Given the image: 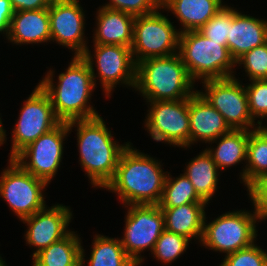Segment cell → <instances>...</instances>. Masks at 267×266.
I'll return each mask as SVG.
<instances>
[{
  "mask_svg": "<svg viewBox=\"0 0 267 266\" xmlns=\"http://www.w3.org/2000/svg\"><path fill=\"white\" fill-rule=\"evenodd\" d=\"M232 21V7L226 5L214 15L199 31L215 42H222L227 47L229 23Z\"/></svg>",
  "mask_w": 267,
  "mask_h": 266,
  "instance_id": "33",
  "label": "cell"
},
{
  "mask_svg": "<svg viewBox=\"0 0 267 266\" xmlns=\"http://www.w3.org/2000/svg\"><path fill=\"white\" fill-rule=\"evenodd\" d=\"M162 13L164 9L160 6L153 13L135 17L131 51L136 64L147 58L178 53L180 31Z\"/></svg>",
  "mask_w": 267,
  "mask_h": 266,
  "instance_id": "8",
  "label": "cell"
},
{
  "mask_svg": "<svg viewBox=\"0 0 267 266\" xmlns=\"http://www.w3.org/2000/svg\"><path fill=\"white\" fill-rule=\"evenodd\" d=\"M20 108L19 117L11 132L9 159L61 121L56 117L48 95L37 84Z\"/></svg>",
  "mask_w": 267,
  "mask_h": 266,
  "instance_id": "13",
  "label": "cell"
},
{
  "mask_svg": "<svg viewBox=\"0 0 267 266\" xmlns=\"http://www.w3.org/2000/svg\"><path fill=\"white\" fill-rule=\"evenodd\" d=\"M7 164L0 174V198L21 221L47 206L43 192L48 184L24 170L13 159H8Z\"/></svg>",
  "mask_w": 267,
  "mask_h": 266,
  "instance_id": "9",
  "label": "cell"
},
{
  "mask_svg": "<svg viewBox=\"0 0 267 266\" xmlns=\"http://www.w3.org/2000/svg\"><path fill=\"white\" fill-rule=\"evenodd\" d=\"M201 83L204 90L197 91L222 114L231 129L251 131L260 127L250 115L245 84L239 77L209 79Z\"/></svg>",
  "mask_w": 267,
  "mask_h": 266,
  "instance_id": "12",
  "label": "cell"
},
{
  "mask_svg": "<svg viewBox=\"0 0 267 266\" xmlns=\"http://www.w3.org/2000/svg\"><path fill=\"white\" fill-rule=\"evenodd\" d=\"M6 40L7 43L20 46L49 43L51 34L48 9L14 12Z\"/></svg>",
  "mask_w": 267,
  "mask_h": 266,
  "instance_id": "20",
  "label": "cell"
},
{
  "mask_svg": "<svg viewBox=\"0 0 267 266\" xmlns=\"http://www.w3.org/2000/svg\"><path fill=\"white\" fill-rule=\"evenodd\" d=\"M90 257L81 249V266H138L124 251L119 237L112 238L97 233L93 235ZM88 259V260H87Z\"/></svg>",
  "mask_w": 267,
  "mask_h": 266,
  "instance_id": "25",
  "label": "cell"
},
{
  "mask_svg": "<svg viewBox=\"0 0 267 266\" xmlns=\"http://www.w3.org/2000/svg\"><path fill=\"white\" fill-rule=\"evenodd\" d=\"M219 266H267V252L255 243L224 256Z\"/></svg>",
  "mask_w": 267,
  "mask_h": 266,
  "instance_id": "32",
  "label": "cell"
},
{
  "mask_svg": "<svg viewBox=\"0 0 267 266\" xmlns=\"http://www.w3.org/2000/svg\"><path fill=\"white\" fill-rule=\"evenodd\" d=\"M124 233L120 239L126 254L138 265L144 264L143 251L152 253L156 241L165 230L164 216L159 205H125Z\"/></svg>",
  "mask_w": 267,
  "mask_h": 266,
  "instance_id": "10",
  "label": "cell"
},
{
  "mask_svg": "<svg viewBox=\"0 0 267 266\" xmlns=\"http://www.w3.org/2000/svg\"><path fill=\"white\" fill-rule=\"evenodd\" d=\"M130 142L120 155L113 178L103 188L122 205H158L168 171L162 160L134 148Z\"/></svg>",
  "mask_w": 267,
  "mask_h": 266,
  "instance_id": "1",
  "label": "cell"
},
{
  "mask_svg": "<svg viewBox=\"0 0 267 266\" xmlns=\"http://www.w3.org/2000/svg\"><path fill=\"white\" fill-rule=\"evenodd\" d=\"M185 167L183 173L193 184L197 194L208 204L211 203L212 197L219 189L218 183L223 173L216 166L211 155L204 148L191 158Z\"/></svg>",
  "mask_w": 267,
  "mask_h": 266,
  "instance_id": "24",
  "label": "cell"
},
{
  "mask_svg": "<svg viewBox=\"0 0 267 266\" xmlns=\"http://www.w3.org/2000/svg\"><path fill=\"white\" fill-rule=\"evenodd\" d=\"M248 140V130L231 129L228 133L209 142L208 145H210V147L206 146L205 148L221 172H224L225 170L227 171L228 168H231V166L235 167L241 163H245L239 173L240 183H243L244 186ZM214 143L217 146H211Z\"/></svg>",
  "mask_w": 267,
  "mask_h": 266,
  "instance_id": "21",
  "label": "cell"
},
{
  "mask_svg": "<svg viewBox=\"0 0 267 266\" xmlns=\"http://www.w3.org/2000/svg\"><path fill=\"white\" fill-rule=\"evenodd\" d=\"M178 53L195 83L236 75L235 60L228 47L207 38L199 30L180 33Z\"/></svg>",
  "mask_w": 267,
  "mask_h": 266,
  "instance_id": "5",
  "label": "cell"
},
{
  "mask_svg": "<svg viewBox=\"0 0 267 266\" xmlns=\"http://www.w3.org/2000/svg\"><path fill=\"white\" fill-rule=\"evenodd\" d=\"M51 2L52 0H10L14 12L48 9Z\"/></svg>",
  "mask_w": 267,
  "mask_h": 266,
  "instance_id": "37",
  "label": "cell"
},
{
  "mask_svg": "<svg viewBox=\"0 0 267 266\" xmlns=\"http://www.w3.org/2000/svg\"><path fill=\"white\" fill-rule=\"evenodd\" d=\"M92 46L94 52L88 46L82 58L90 66L96 87L99 80L105 98L112 96L117 85H119L118 87H130L134 90L137 64L134 61L131 48L123 45L93 44Z\"/></svg>",
  "mask_w": 267,
  "mask_h": 266,
  "instance_id": "7",
  "label": "cell"
},
{
  "mask_svg": "<svg viewBox=\"0 0 267 266\" xmlns=\"http://www.w3.org/2000/svg\"><path fill=\"white\" fill-rule=\"evenodd\" d=\"M264 175H267V128L260 126L249 131L245 187Z\"/></svg>",
  "mask_w": 267,
  "mask_h": 266,
  "instance_id": "27",
  "label": "cell"
},
{
  "mask_svg": "<svg viewBox=\"0 0 267 266\" xmlns=\"http://www.w3.org/2000/svg\"><path fill=\"white\" fill-rule=\"evenodd\" d=\"M205 216L200 247L226 255L237 252L256 242L259 224L254 210L240 209L225 212L213 220ZM209 222V223H208Z\"/></svg>",
  "mask_w": 267,
  "mask_h": 266,
  "instance_id": "6",
  "label": "cell"
},
{
  "mask_svg": "<svg viewBox=\"0 0 267 266\" xmlns=\"http://www.w3.org/2000/svg\"><path fill=\"white\" fill-rule=\"evenodd\" d=\"M49 69L38 85L48 95L56 117L61 122L92 119L100 116L93 106L92 94L97 88L89 64L82 56H72L65 72ZM92 102V104H91Z\"/></svg>",
  "mask_w": 267,
  "mask_h": 266,
  "instance_id": "2",
  "label": "cell"
},
{
  "mask_svg": "<svg viewBox=\"0 0 267 266\" xmlns=\"http://www.w3.org/2000/svg\"><path fill=\"white\" fill-rule=\"evenodd\" d=\"M14 10L10 0H0V34L7 38Z\"/></svg>",
  "mask_w": 267,
  "mask_h": 266,
  "instance_id": "36",
  "label": "cell"
},
{
  "mask_svg": "<svg viewBox=\"0 0 267 266\" xmlns=\"http://www.w3.org/2000/svg\"><path fill=\"white\" fill-rule=\"evenodd\" d=\"M72 212L70 206L57 203L50 207L47 205L44 209L21 220L27 225L24 233L26 244L35 249L32 252V258L72 231L68 227L74 218Z\"/></svg>",
  "mask_w": 267,
  "mask_h": 266,
  "instance_id": "16",
  "label": "cell"
},
{
  "mask_svg": "<svg viewBox=\"0 0 267 266\" xmlns=\"http://www.w3.org/2000/svg\"><path fill=\"white\" fill-rule=\"evenodd\" d=\"M0 266H8L6 264V261L1 257V255H0Z\"/></svg>",
  "mask_w": 267,
  "mask_h": 266,
  "instance_id": "39",
  "label": "cell"
},
{
  "mask_svg": "<svg viewBox=\"0 0 267 266\" xmlns=\"http://www.w3.org/2000/svg\"><path fill=\"white\" fill-rule=\"evenodd\" d=\"M1 115V113H0ZM2 116H0V147L6 142V139L8 135H6V130H5V127L4 125H2Z\"/></svg>",
  "mask_w": 267,
  "mask_h": 266,
  "instance_id": "38",
  "label": "cell"
},
{
  "mask_svg": "<svg viewBox=\"0 0 267 266\" xmlns=\"http://www.w3.org/2000/svg\"><path fill=\"white\" fill-rule=\"evenodd\" d=\"M254 211L257 215L259 223L267 219V175L259 177L247 187Z\"/></svg>",
  "mask_w": 267,
  "mask_h": 266,
  "instance_id": "35",
  "label": "cell"
},
{
  "mask_svg": "<svg viewBox=\"0 0 267 266\" xmlns=\"http://www.w3.org/2000/svg\"><path fill=\"white\" fill-rule=\"evenodd\" d=\"M246 84L250 115L259 126H265L262 121H267V79L250 80Z\"/></svg>",
  "mask_w": 267,
  "mask_h": 266,
  "instance_id": "30",
  "label": "cell"
},
{
  "mask_svg": "<svg viewBox=\"0 0 267 266\" xmlns=\"http://www.w3.org/2000/svg\"><path fill=\"white\" fill-rule=\"evenodd\" d=\"M179 53L137 63L135 91L144 102L190 98L197 89Z\"/></svg>",
  "mask_w": 267,
  "mask_h": 266,
  "instance_id": "4",
  "label": "cell"
},
{
  "mask_svg": "<svg viewBox=\"0 0 267 266\" xmlns=\"http://www.w3.org/2000/svg\"><path fill=\"white\" fill-rule=\"evenodd\" d=\"M145 130L155 142L189 148V98L146 102Z\"/></svg>",
  "mask_w": 267,
  "mask_h": 266,
  "instance_id": "11",
  "label": "cell"
},
{
  "mask_svg": "<svg viewBox=\"0 0 267 266\" xmlns=\"http://www.w3.org/2000/svg\"><path fill=\"white\" fill-rule=\"evenodd\" d=\"M69 132L75 128L79 164L92 187L103 189L113 178L123 150L130 141L120 144L100 115L92 119L68 122ZM74 127V128H73Z\"/></svg>",
  "mask_w": 267,
  "mask_h": 266,
  "instance_id": "3",
  "label": "cell"
},
{
  "mask_svg": "<svg viewBox=\"0 0 267 266\" xmlns=\"http://www.w3.org/2000/svg\"><path fill=\"white\" fill-rule=\"evenodd\" d=\"M207 202L187 203L177 207H160L164 216L165 230L183 235L201 243ZM198 240V241H197Z\"/></svg>",
  "mask_w": 267,
  "mask_h": 266,
  "instance_id": "23",
  "label": "cell"
},
{
  "mask_svg": "<svg viewBox=\"0 0 267 266\" xmlns=\"http://www.w3.org/2000/svg\"><path fill=\"white\" fill-rule=\"evenodd\" d=\"M192 243L187 237L171 233L166 230L162 232L156 241L155 247L151 253L160 264L168 265L177 261L187 250L189 244Z\"/></svg>",
  "mask_w": 267,
  "mask_h": 266,
  "instance_id": "29",
  "label": "cell"
},
{
  "mask_svg": "<svg viewBox=\"0 0 267 266\" xmlns=\"http://www.w3.org/2000/svg\"><path fill=\"white\" fill-rule=\"evenodd\" d=\"M69 134L68 122H60L22 149L13 160L36 178L50 184L62 165L64 141Z\"/></svg>",
  "mask_w": 267,
  "mask_h": 266,
  "instance_id": "14",
  "label": "cell"
},
{
  "mask_svg": "<svg viewBox=\"0 0 267 266\" xmlns=\"http://www.w3.org/2000/svg\"><path fill=\"white\" fill-rule=\"evenodd\" d=\"M189 149L201 142L216 140L231 128L218 112L198 91L189 98Z\"/></svg>",
  "mask_w": 267,
  "mask_h": 266,
  "instance_id": "17",
  "label": "cell"
},
{
  "mask_svg": "<svg viewBox=\"0 0 267 266\" xmlns=\"http://www.w3.org/2000/svg\"><path fill=\"white\" fill-rule=\"evenodd\" d=\"M267 43V19L253 17L232 7L227 47L236 61L244 53Z\"/></svg>",
  "mask_w": 267,
  "mask_h": 266,
  "instance_id": "18",
  "label": "cell"
},
{
  "mask_svg": "<svg viewBox=\"0 0 267 266\" xmlns=\"http://www.w3.org/2000/svg\"><path fill=\"white\" fill-rule=\"evenodd\" d=\"M161 6V0H109L102 7L130 14L134 17L155 12Z\"/></svg>",
  "mask_w": 267,
  "mask_h": 266,
  "instance_id": "34",
  "label": "cell"
},
{
  "mask_svg": "<svg viewBox=\"0 0 267 266\" xmlns=\"http://www.w3.org/2000/svg\"><path fill=\"white\" fill-rule=\"evenodd\" d=\"M99 8V9H98ZM93 44L132 46L135 17L106 7H98Z\"/></svg>",
  "mask_w": 267,
  "mask_h": 266,
  "instance_id": "19",
  "label": "cell"
},
{
  "mask_svg": "<svg viewBox=\"0 0 267 266\" xmlns=\"http://www.w3.org/2000/svg\"><path fill=\"white\" fill-rule=\"evenodd\" d=\"M79 0H52L49 8L50 43L82 56L89 44L85 36L86 14Z\"/></svg>",
  "mask_w": 267,
  "mask_h": 266,
  "instance_id": "15",
  "label": "cell"
},
{
  "mask_svg": "<svg viewBox=\"0 0 267 266\" xmlns=\"http://www.w3.org/2000/svg\"><path fill=\"white\" fill-rule=\"evenodd\" d=\"M226 5L223 0H161L164 11L178 19L180 33L199 30Z\"/></svg>",
  "mask_w": 267,
  "mask_h": 266,
  "instance_id": "22",
  "label": "cell"
},
{
  "mask_svg": "<svg viewBox=\"0 0 267 266\" xmlns=\"http://www.w3.org/2000/svg\"><path fill=\"white\" fill-rule=\"evenodd\" d=\"M82 240L77 231L41 250L33 258L36 266H81Z\"/></svg>",
  "mask_w": 267,
  "mask_h": 266,
  "instance_id": "26",
  "label": "cell"
},
{
  "mask_svg": "<svg viewBox=\"0 0 267 266\" xmlns=\"http://www.w3.org/2000/svg\"><path fill=\"white\" fill-rule=\"evenodd\" d=\"M235 66L244 68L249 81L267 79V43L244 53L235 61Z\"/></svg>",
  "mask_w": 267,
  "mask_h": 266,
  "instance_id": "31",
  "label": "cell"
},
{
  "mask_svg": "<svg viewBox=\"0 0 267 266\" xmlns=\"http://www.w3.org/2000/svg\"><path fill=\"white\" fill-rule=\"evenodd\" d=\"M205 202L184 173L172 177L168 171L159 207H177L187 203Z\"/></svg>",
  "mask_w": 267,
  "mask_h": 266,
  "instance_id": "28",
  "label": "cell"
}]
</instances>
